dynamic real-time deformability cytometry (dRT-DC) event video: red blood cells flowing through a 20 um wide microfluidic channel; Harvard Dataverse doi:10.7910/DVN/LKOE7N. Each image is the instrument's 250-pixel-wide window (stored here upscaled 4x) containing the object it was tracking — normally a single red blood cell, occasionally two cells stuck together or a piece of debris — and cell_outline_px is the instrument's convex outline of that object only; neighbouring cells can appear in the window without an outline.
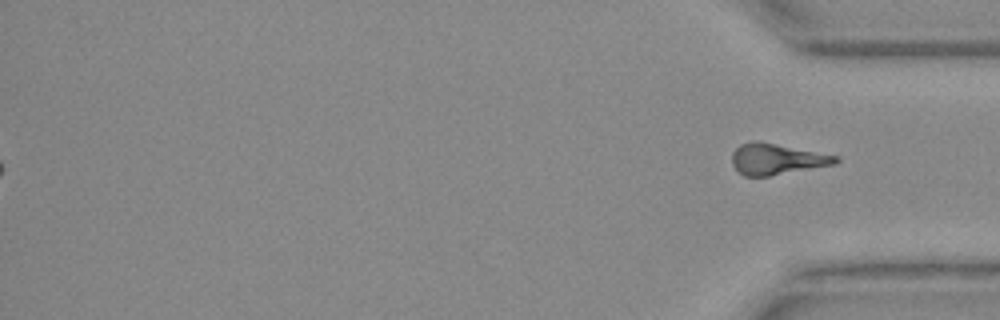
{"species": "Egyptian fruit bat (a non-hibernating species)", "species_latin": "Rousettus aegyptiacus", "temperature_condition": "warm", "stored_images_in_passage": 43, "segment_of_instrument_passage": [2, 2], "camera_frame_rate_fps": 3000, "um_per_image_px": 0.085, "animal": {"sex": "female"}, "frame": {"image": 1, "passage_image": 43, "time_ms": 14.0, "image_size_px": [1000, 320], "cell_outline_px": [[840, 160], [836, 164], [768, 176], [744, 176], [732, 164], [732, 152], [740, 144], [752, 140], [760, 140], [840, 156]], "centroid_in_image_um": [66.04, 13.5], "position_along_channel_um": 369.2, "area_um2": 18.96}}